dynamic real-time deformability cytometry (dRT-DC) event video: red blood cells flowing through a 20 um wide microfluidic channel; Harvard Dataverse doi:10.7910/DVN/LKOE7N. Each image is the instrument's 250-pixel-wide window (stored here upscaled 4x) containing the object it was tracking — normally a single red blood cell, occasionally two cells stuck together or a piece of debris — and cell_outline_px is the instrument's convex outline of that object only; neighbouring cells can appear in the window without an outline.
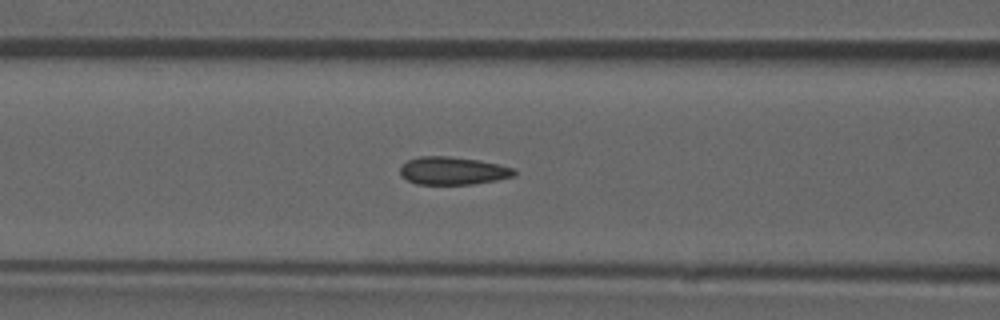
{"species": "common noctule bat (a hibernating species)", "species_latin": "Nyctalus noctula", "temperature_condition": "room temperature", "stored_images_in_passage": 42, "camera_frame_rate_fps": 3000, "um_per_image_px": 0.085, "animal": {"sex": "male", "forearm_length_mm": 52.5}, "frame": {"image": 1, "passage_image": 13, "time_ms": 4.0, "image_size_px": [1000, 320], "cell_outline_px": [[516, 176], [496, 180], [472, 184], [416, 184], [400, 176], [400, 168], [408, 160], [420, 156], [448, 156], [480, 160], [500, 164], [516, 168]], "centroid_in_image_um": [38.53, 14.51], "position_along_channel_um": 128.1, "area_um2": 18.67}, "authors_computed_cell_mechanics": {"area_um2": 18.6694, "velocity_mm_per_s": 3.8515, "shape_relaxation_time_tau1_ms": null, "shape_relaxation_time_tau2_ms": 1.1451, "deformation_change_tau1": null, "deformation_change_tau2": 0.0653}}